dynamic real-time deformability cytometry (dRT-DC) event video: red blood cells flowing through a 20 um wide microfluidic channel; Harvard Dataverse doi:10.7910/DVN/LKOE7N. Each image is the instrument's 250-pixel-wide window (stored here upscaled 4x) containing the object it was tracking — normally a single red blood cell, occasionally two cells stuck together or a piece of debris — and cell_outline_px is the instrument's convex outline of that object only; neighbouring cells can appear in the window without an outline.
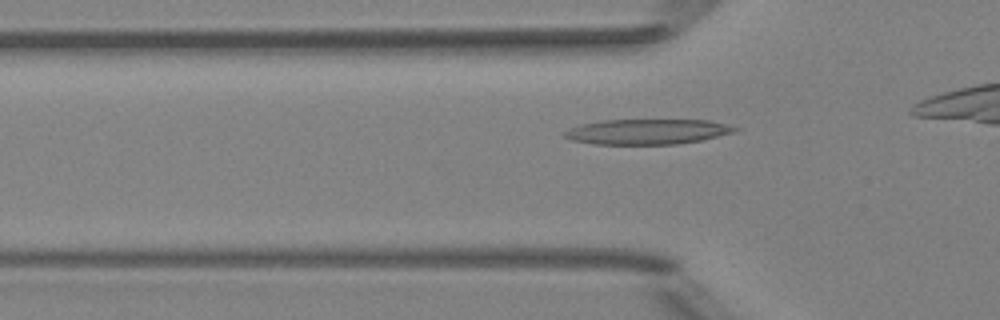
{"species": "Egyptian fruit bat (a non-hibernating species)", "species_latin": "Rousettus aegyptiacus", "temperature_condition": "room temperature", "stored_images_in_passage": 36, "camera_frame_rate_fps": 3000, "um_per_image_px": 0.085, "animal": {"sex": "female"}, "frame": {"image": 1, "passage_image": 12, "time_ms": 3.667, "image_size_px": [1000, 320], "cell_outline_px": [[740, 128], [732, 132], [700, 140], [676, 144], [592, 144], [572, 140], [564, 136], [564, 132], [568, 128], [580, 124], [600, 120], [708, 120]], "centroid_in_image_um": [54.94, 11.19], "position_along_channel_um": 70.9, "area_um2": 24.85}}
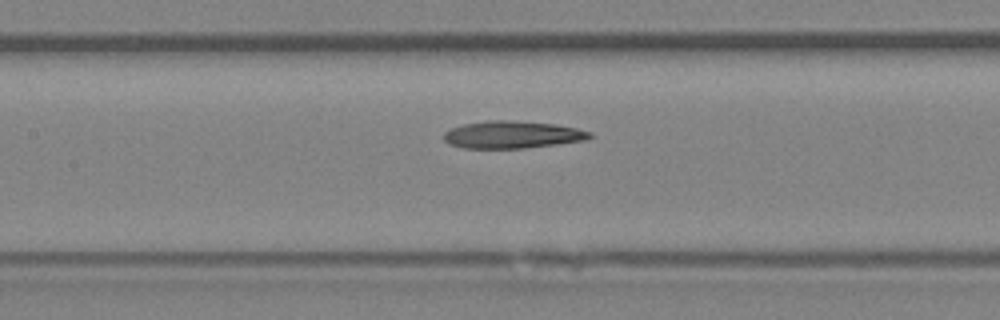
{"frame": {"image": 2, "passage_image": 19, "time_ms": 6.0, "image_size_px": [1000, 320], "cell_outline_px": [[596, 136], [584, 140], [556, 144], [524, 148], [464, 148], [448, 144], [444, 140], [444, 132], [452, 128], [464, 124], [488, 120], [512, 120], [552, 124], [576, 128], [592, 132]], "centroid_in_image_um": [43.55, 11.45], "position_along_channel_um": 163.9, "area_um2": 23.18}}
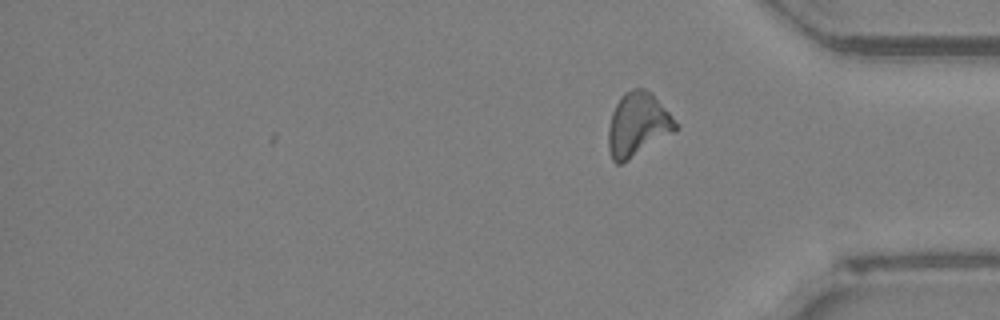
{"frame": {"image": 3, "passage_image": 36, "time_ms": 11.667, "image_size_px": [1000, 320], "cell_outline_px": [[680, 128], [620, 164], [616, 164], [612, 160], [608, 148], [608, 128], [612, 112], [620, 96], [624, 92], [632, 88], [644, 88], [652, 92], [680, 124]], "centroid_in_image_um": [54.22, 10.55], "position_along_channel_um": 381.0, "area_um2": 25.09}, "authors_computed_cell_mechanics": {"area_um2": 23.987, "velocity_mm_per_s": 3.9772, "shape_relaxation_time_tau1_ms": null, "shape_relaxation_time_tau2_ms": 11.0706, "deformation_change_tau1": null, "deformation_change_tau2": 0.2444}}